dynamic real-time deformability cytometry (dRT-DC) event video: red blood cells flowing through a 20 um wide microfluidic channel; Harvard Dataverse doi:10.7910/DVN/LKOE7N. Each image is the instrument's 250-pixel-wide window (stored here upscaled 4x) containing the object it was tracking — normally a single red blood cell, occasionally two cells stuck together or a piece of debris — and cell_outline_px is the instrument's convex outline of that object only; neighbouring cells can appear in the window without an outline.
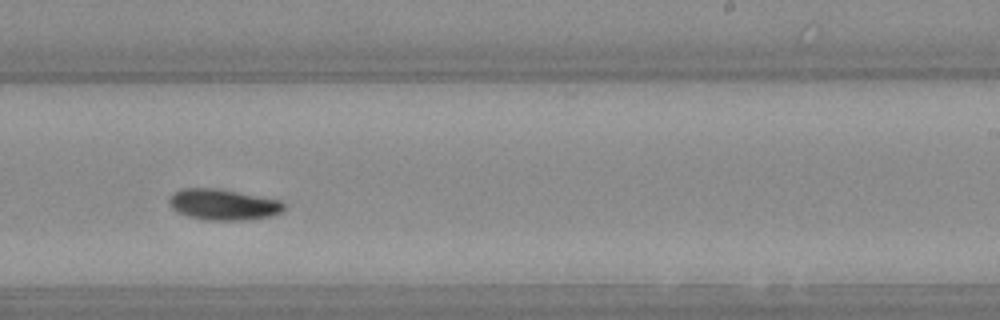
{"species": "Egyptian fruit bat (a non-hibernating species)", "species_latin": "Rousettus aegyptiacus", "temperature_condition": "warm", "stored_images_in_passage": 44, "camera_frame_rate_fps": 3000, "um_per_image_px": 0.085, "animal": {"sex": "female"}, "frame": {"image": 1, "passage_image": 25, "time_ms": 8.0, "image_size_px": [1000, 320], "cell_outline_px": [[284, 208], [280, 212], [272, 216], [248, 220], [204, 220], [188, 216], [176, 212], [172, 208], [168, 200], [172, 192], [184, 188], [212, 188], [280, 200], [284, 204]], "centroid_in_image_um": [18.93, 17.4], "position_along_channel_um": 270.1, "area_um2": 20.58}}